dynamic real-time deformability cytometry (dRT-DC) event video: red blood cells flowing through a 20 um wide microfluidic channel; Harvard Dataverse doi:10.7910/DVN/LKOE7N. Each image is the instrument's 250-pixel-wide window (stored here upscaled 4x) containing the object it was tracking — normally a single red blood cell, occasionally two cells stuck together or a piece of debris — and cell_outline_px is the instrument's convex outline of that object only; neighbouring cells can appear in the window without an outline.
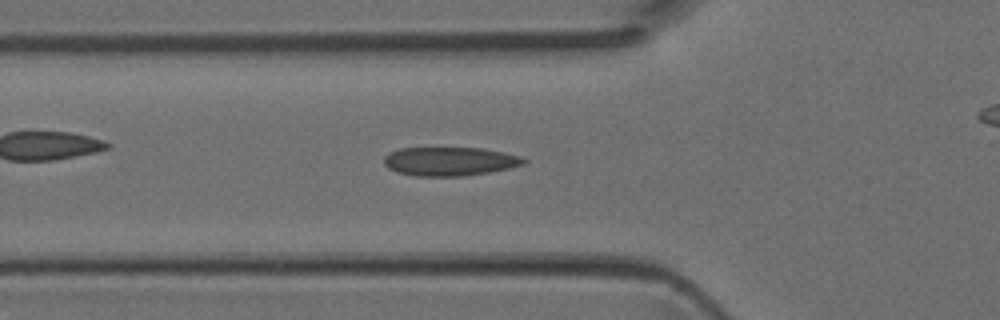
{"species": "Egyptian fruit bat (a non-hibernating species)", "species_latin": "Rousettus aegyptiacus", "temperature_condition": "room temperature", "stored_images_in_passage": 37, "camera_frame_rate_fps": 3000, "um_per_image_px": 0.085, "animal": {"sex": "female"}, "frame": {"image": 1, "passage_image": 14, "time_ms": 4.333, "image_size_px": [1000, 320], "cell_outline_px": [[528, 160], [524, 164], [508, 168], [488, 172], [464, 176], [412, 176], [396, 172], [388, 168], [384, 164], [384, 156], [400, 148], [484, 148], [504, 152], [520, 156]], "centroid_in_image_um": [38.22, 13.72], "position_along_channel_um": 87.6, "area_um2": 23.47}}
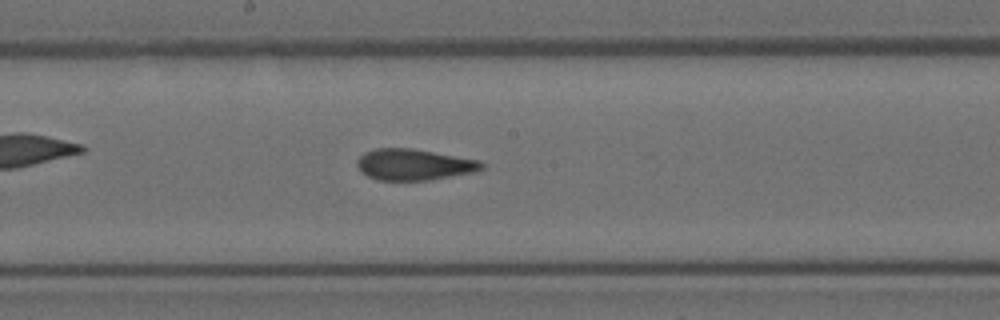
{"frame": {"image": 2, "passage_image": 22, "time_ms": 7.0, "image_size_px": [1000, 320], "cell_outline_px": [[484, 168], [472, 172], [428, 180], [376, 180], [360, 172], [356, 164], [356, 160], [364, 152], [376, 148], [412, 148], [480, 160], [484, 164]], "centroid_in_image_um": [35.14, 13.98], "position_along_channel_um": 213.1, "area_um2": 22.66}}
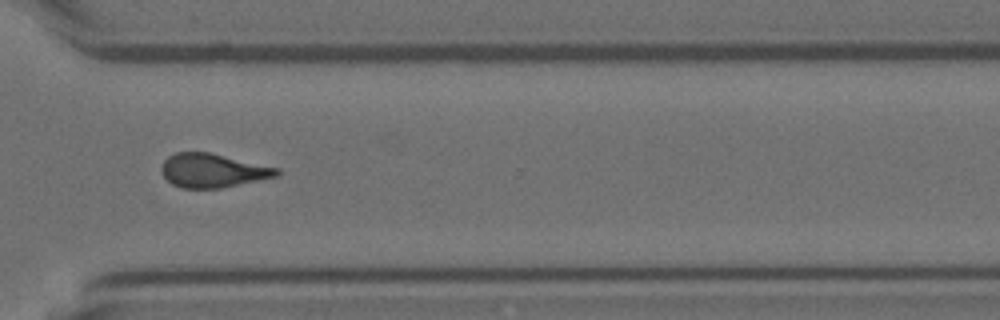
{"frame": {"image": 3, "passage_image": 31, "time_ms": 10.0, "image_size_px": [1000, 320], "cell_outline_px": [[280, 172], [276, 176], [220, 188], [180, 188], [172, 184], [164, 176], [160, 168], [164, 160], [168, 156], [176, 152], [208, 152], [280, 168]], "centroid_in_image_um": [18.05, 14.49], "position_along_channel_um": 352.5, "area_um2": 22.54}}